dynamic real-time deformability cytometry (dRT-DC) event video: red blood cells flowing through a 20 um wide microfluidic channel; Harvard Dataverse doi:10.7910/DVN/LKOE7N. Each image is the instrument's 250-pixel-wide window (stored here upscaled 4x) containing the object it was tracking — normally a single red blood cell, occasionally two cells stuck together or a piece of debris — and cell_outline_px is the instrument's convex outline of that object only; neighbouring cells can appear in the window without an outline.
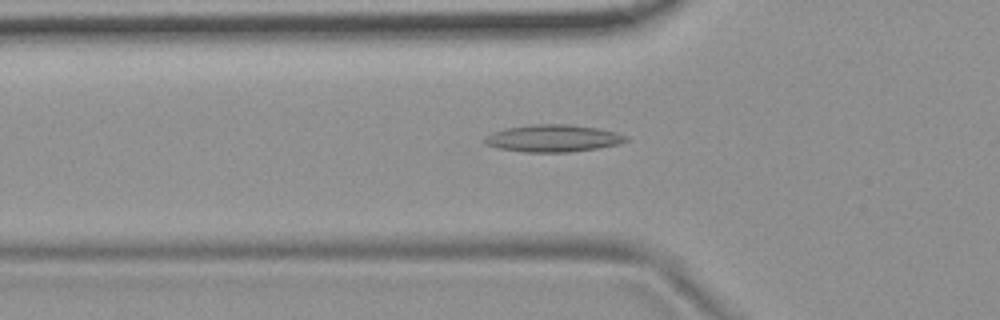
{"species": "common noctule bat (a hibernating species)", "species_latin": "Nyctalus noctula", "temperature_condition": "room temperature", "stored_images_in_passage": 54, "camera_frame_rate_fps": 3000, "um_per_image_px": 0.085, "animal": {"sex": "female", "body_mass_g": 19.9}, "frame": {"image": 1, "passage_image": 18, "time_ms": 5.667, "image_size_px": [1000, 320], "cell_outline_px": [[628, 140], [620, 144], [596, 148], [568, 152], [524, 152], [496, 148], [484, 144], [484, 136], [492, 132], [508, 128], [532, 124], [568, 124], [596, 128], [616, 132], [628, 136]], "centroid_in_image_um": [46.98, 11.76], "position_along_channel_um": 78.8, "area_um2": 22.43}}
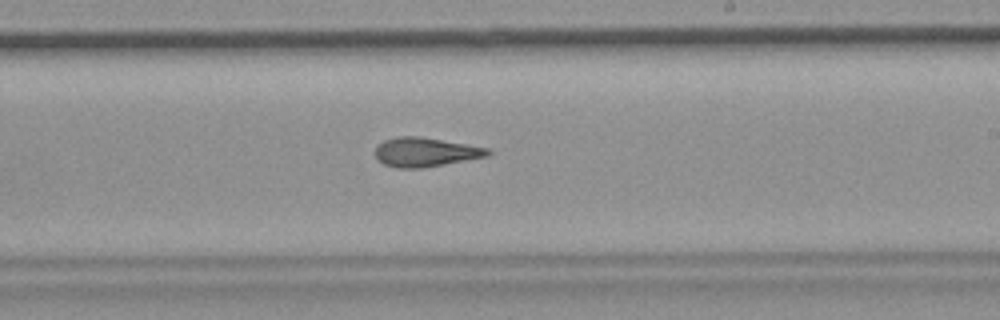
{"frame": {"image": 2, "passage_image": 32, "time_ms": 10.333, "image_size_px": [1000, 320], "cell_outline_px": [[492, 152], [488, 156], [420, 168], [396, 168], [384, 164], [376, 160], [376, 144], [384, 140], [396, 136], [420, 136], [488, 148]], "centroid_in_image_um": [36.1, 12.92], "position_along_channel_um": 252.9, "area_um2": 19.07}}
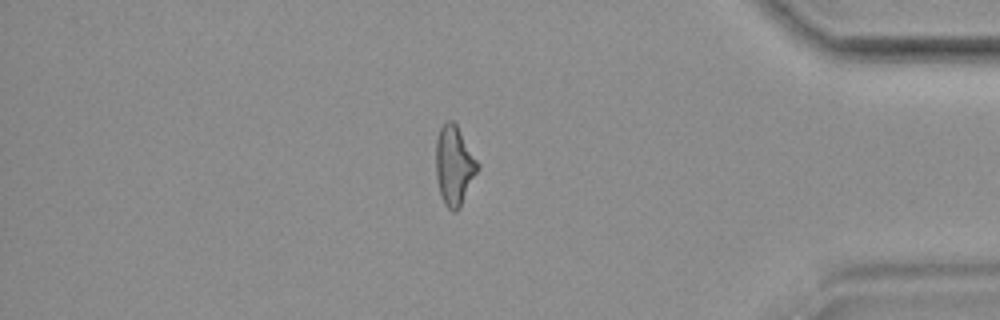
{"frame": {"image": 3, "passage_image": 46, "time_ms": 15.0, "image_size_px": [1000, 320], "cell_outline_px": [[480, 168], [460, 208], [456, 212], [452, 212], [444, 204], [440, 192], [436, 176], [436, 140], [440, 128], [448, 120], [452, 120], [456, 124], [480, 164]], "centroid_in_image_um": [38.63, 14.09], "position_along_channel_um": 396.6, "area_um2": 19.42}, "authors_computed_cell_mechanics": {"area_um2": 19.5653, "velocity_mm_per_s": 3.7304, "shape_relaxation_time_tau1_ms": null, "shape_relaxation_time_tau2_ms": 3.8734, "deformation_change_tau1": null, "deformation_change_tau2": 0.1387}}